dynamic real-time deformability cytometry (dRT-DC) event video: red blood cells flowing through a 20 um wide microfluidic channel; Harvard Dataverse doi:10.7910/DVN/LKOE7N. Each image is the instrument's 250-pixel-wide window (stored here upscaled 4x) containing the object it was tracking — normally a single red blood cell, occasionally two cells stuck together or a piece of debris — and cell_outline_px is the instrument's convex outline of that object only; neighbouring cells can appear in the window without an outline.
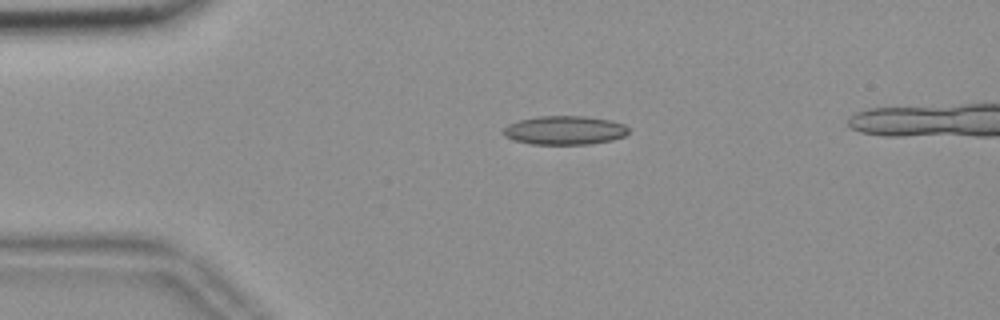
{"species": "common noctule bat (a hibernating species)", "species_latin": "Nyctalus noctula", "temperature_condition": "room temperature", "stored_images_in_passage": 42, "camera_frame_rate_fps": 3000, "um_per_image_px": 0.085, "animal": {"sex": "female", "body_mass_g": 18.4}, "frame": {"image": 1, "passage_image": 1, "time_ms": 0.0, "image_size_px": [1000, 320], "cell_outline_px": [[628, 132], [624, 136], [612, 140], [588, 144], [532, 144], [516, 140], [504, 136], [504, 128], [508, 124], [520, 120], [536, 116], [584, 116], [612, 120], [624, 124], [628, 128]], "centroid_in_image_um": [48.01, 11.06], "position_along_channel_um": 37.0, "area_um2": 20.92}}
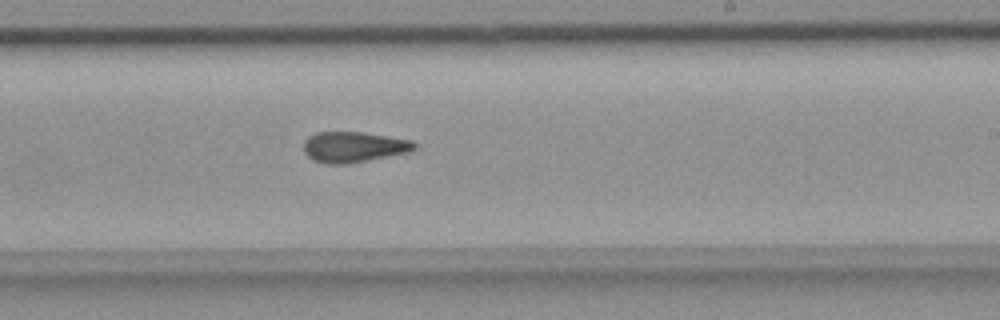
{"frame": {"image": 2, "passage_image": 22, "time_ms": 7.0, "image_size_px": [1000, 320], "cell_outline_px": [[416, 148], [408, 152], [348, 164], [324, 164], [312, 160], [304, 152], [304, 140], [308, 136], [316, 132], [364, 132], [412, 140], [416, 144]], "centroid_in_image_um": [30.03, 12.49], "position_along_channel_um": 259.0, "area_um2": 19.88}}
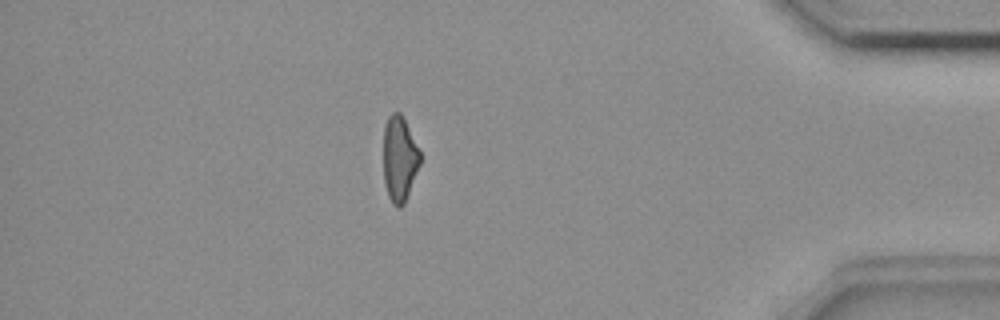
{"frame": {"image": 3, "passage_image": 37, "time_ms": 12.0, "image_size_px": [1000, 320], "cell_outline_px": [[420, 164], [404, 204], [400, 208], [396, 208], [392, 204], [388, 196], [384, 180], [384, 124], [388, 116], [392, 112], [400, 112], [420, 148]], "centroid_in_image_um": [33.96, 13.49], "position_along_channel_um": 401.2, "area_um2": 18.38}, "authors_computed_cell_mechanics": {"area_um2": 19.7387, "velocity_mm_per_s": 3.657, "shape_relaxation_time_tau1_ms": null, "shape_relaxation_time_tau2_ms": 4.5382, "deformation_change_tau1": null, "deformation_change_tau2": 0.1267}}